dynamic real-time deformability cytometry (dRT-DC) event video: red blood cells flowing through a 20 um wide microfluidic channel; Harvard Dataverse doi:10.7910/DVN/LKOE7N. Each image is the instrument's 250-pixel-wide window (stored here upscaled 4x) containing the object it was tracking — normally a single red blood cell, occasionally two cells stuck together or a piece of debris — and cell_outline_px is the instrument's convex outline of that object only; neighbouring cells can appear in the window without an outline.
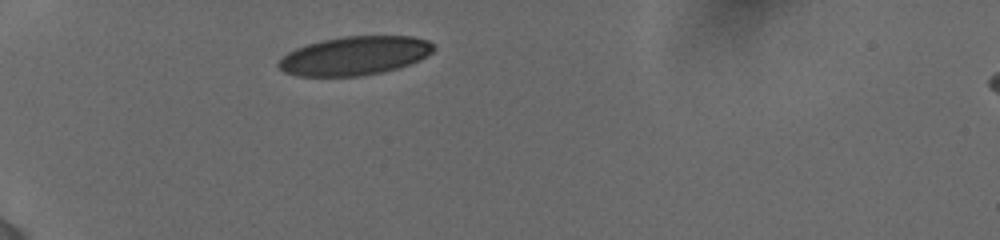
{"species": "human", "species_latin": "Homo sapiens", "temperature_condition": "cold", "stored_images_in_passage": 6, "camera_frame_rate_fps": 3000, "um_per_image_px": 0.085, "donor": {"sex": "female"}, "frame": {"image": 1, "passage_image": 1, "time_ms": 0.0, "image_size_px": [1000, 240], "cell_outline_px": [[436, 48], [432, 52], [420, 60], [400, 68], [384, 72], [360, 76], [296, 76], [284, 72], [276, 64], [288, 52], [296, 48], [308, 44], [324, 40], [344, 36], [412, 36], [428, 40]], "centroid_in_image_um": [30.17, 4.75], "position_along_channel_um": 54.8, "area_um2": 35.08}}
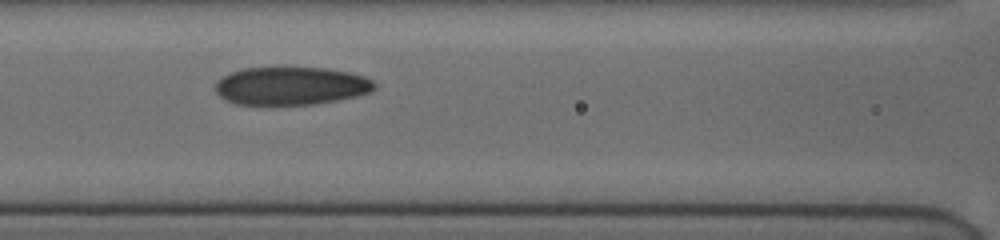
{"frame": {"image": 2, "passage_image": 4, "time_ms": 3.0, "image_size_px": [1000, 240], "cell_outline_px": [[376, 84], [368, 92], [356, 96], [312, 104], [236, 104], [220, 96], [216, 92], [216, 80], [232, 72], [244, 68], [328, 68], [348, 72], [364, 76], [372, 80]], "centroid_in_image_um": [24.72, 7.29], "position_along_channel_um": 141.9, "area_um2": 34.74}}
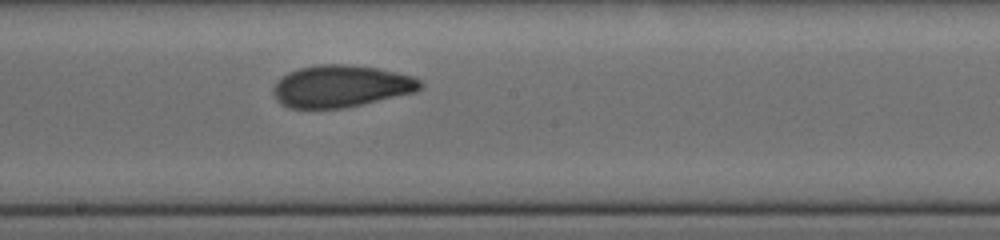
{"frame": {"image": 3, "passage_image": 6, "time_ms": 5.0, "image_size_px": [1000, 240], "cell_outline_px": [[424, 84], [416, 92], [344, 108], [288, 108], [276, 100], [272, 92], [272, 88], [276, 80], [288, 72], [300, 68], [320, 64], [348, 64], [376, 68], [396, 72], [412, 76], [420, 80]], "centroid_in_image_um": [28.96, 7.33], "position_along_channel_um": 219.2, "area_um2": 36.13}}